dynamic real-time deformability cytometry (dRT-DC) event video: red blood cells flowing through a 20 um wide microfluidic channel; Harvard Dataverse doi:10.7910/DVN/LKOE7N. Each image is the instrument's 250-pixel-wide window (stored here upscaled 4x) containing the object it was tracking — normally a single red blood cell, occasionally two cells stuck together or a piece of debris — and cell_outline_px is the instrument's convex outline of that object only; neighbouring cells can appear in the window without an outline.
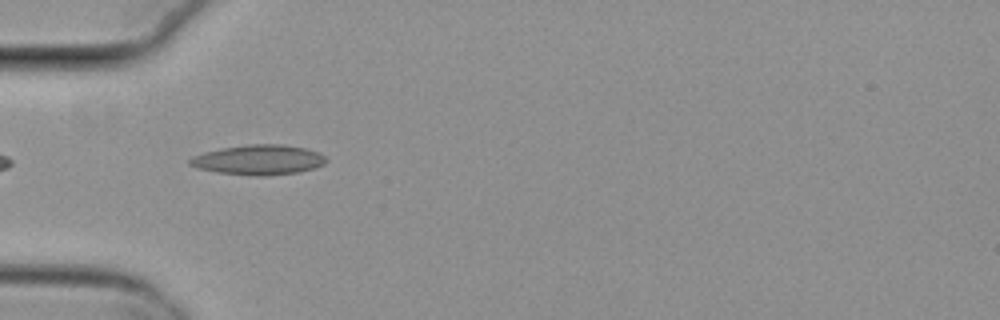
{"species": "common noctule bat (a hibernating species)", "species_latin": "Nyctalus noctula", "temperature_condition": "cold", "stored_images_in_passage": 8, "camera_frame_rate_fps": 3000, "um_per_image_px": 0.085, "animal": {"sex": "female", "body_mass_g": 29.2, "forearm_length_mm": 56.3}, "frame": {"image": 1, "passage_image": 4, "time_ms": 1.0, "image_size_px": [1000, 320], "cell_outline_px": [[328, 160], [324, 164], [312, 168], [296, 172], [268, 176], [256, 176], [216, 172], [200, 168], [188, 164], [188, 160], [192, 156], [204, 152], [220, 148], [248, 144], [280, 144], [304, 148], [320, 152]], "centroid_in_image_um": [21.97, 13.58], "position_along_channel_um": 63.0, "area_um2": 23.76}}
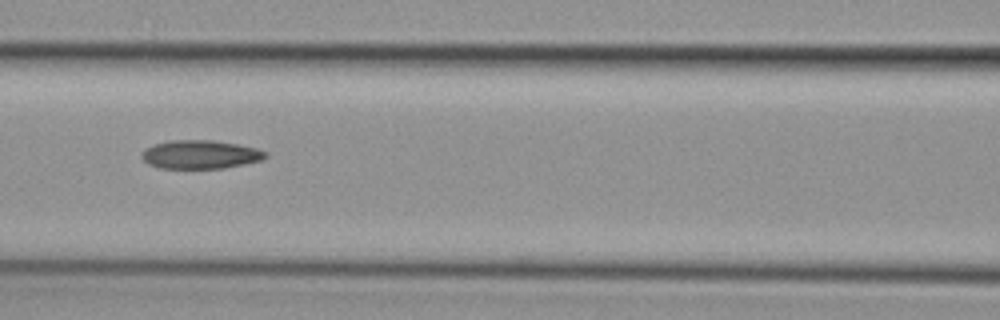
{"frame": {"image": 2, "passage_image": 6, "time_ms": 1.667, "image_size_px": [1000, 320], "cell_outline_px": [[268, 156], [260, 160], [244, 164], [224, 168], [160, 168], [148, 164], [140, 156], [140, 152], [144, 148], [168, 140], [212, 140], [236, 144], [256, 148], [264, 152]], "centroid_in_image_um": [16.96, 13.13], "position_along_channel_um": 149.6, "area_um2": 20.52}}
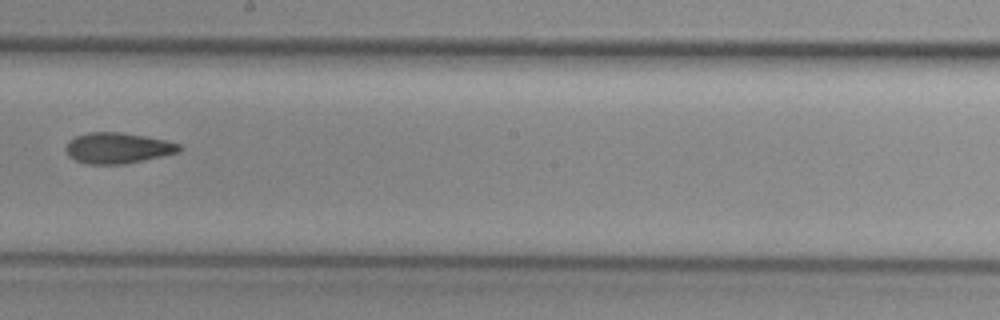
{"frame": {"image": 3, "passage_image": 8, "time_ms": 2.333, "image_size_px": [1000, 320], "cell_outline_px": [[184, 148], [180, 152], [144, 160], [124, 164], [84, 164], [68, 156], [64, 148], [68, 140], [76, 136], [88, 132], [120, 132], [168, 140], [180, 144]], "centroid_in_image_um": [10.01, 12.58], "position_along_channel_um": 238.2, "area_um2": 20.63}}